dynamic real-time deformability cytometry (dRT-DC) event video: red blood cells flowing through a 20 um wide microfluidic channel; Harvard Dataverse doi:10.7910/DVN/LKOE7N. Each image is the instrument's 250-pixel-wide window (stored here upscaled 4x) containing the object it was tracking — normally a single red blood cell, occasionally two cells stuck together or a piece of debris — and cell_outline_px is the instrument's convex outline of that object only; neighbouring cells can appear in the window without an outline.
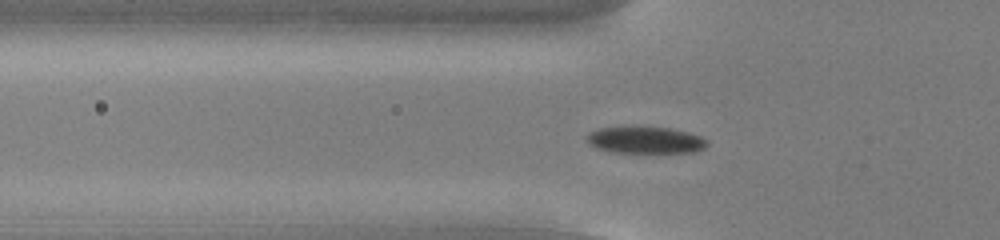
{"species": "common noctule bat (a hibernating species)", "species_latin": "Nyctalus noctula", "temperature_condition": "cold", "stored_images_in_passage": 54, "camera_frame_rate_fps": 3000, "um_per_image_px": 0.085, "animal": {"sex": "male", "body_mass_g": 13.0, "forearm_length_mm": 53.1}, "frame": {"image": 1, "passage_image": 18, "time_ms": 5.667, "image_size_px": [1000, 240], "cell_outline_px": [[708, 144], [704, 148], [696, 152], [612, 152], [596, 148], [588, 144], [588, 132], [600, 128], [668, 128], [688, 132], [700, 136], [708, 140]], "centroid_in_image_um": [54.88, 11.92], "position_along_channel_um": 70.9, "area_um2": 18.38}}
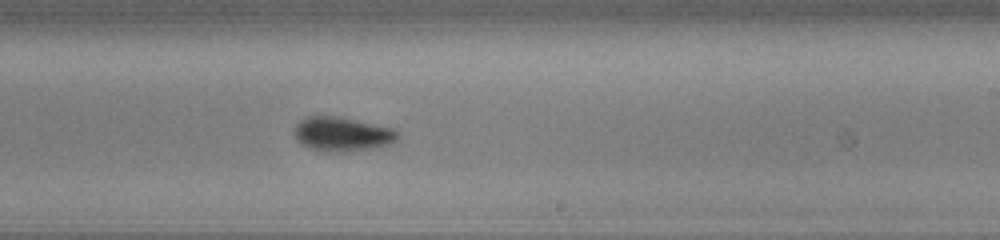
{"frame": {"image": 2, "passage_image": 33, "time_ms": 10.667, "image_size_px": [1000, 240], "cell_outline_px": [[400, 136], [396, 140], [388, 144], [372, 148], [344, 152], [328, 152], [308, 148], [300, 144], [296, 140], [292, 132], [296, 124], [300, 120], [308, 116], [336, 116], [392, 128], [400, 132]], "centroid_in_image_um": [29.03, 11.41], "position_along_channel_um": 260.0, "area_um2": 20.75}}
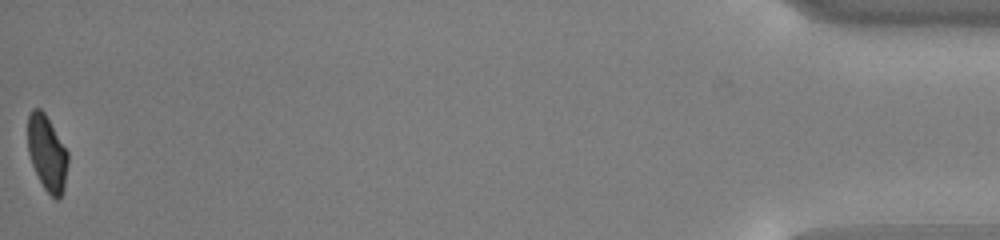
{"frame": {"image": 3, "passage_image": 54, "time_ms": 17.667, "image_size_px": [1000, 240], "cell_outline_px": [[68, 164], [64, 188], [60, 196], [56, 200], [44, 188], [32, 164], [28, 152], [28, 112], [32, 108], [40, 108], [44, 112], [68, 152]], "centroid_in_image_um": [3.99, 12.99], "position_along_channel_um": 431.2, "area_um2": 17.51}, "authors_computed_cell_mechanics": {"area_um2": 19.1896, "velocity_mm_per_s": 3.7966, "shape_relaxation_time_tau1_ms": 2.1485, "shape_relaxation_time_tau2_ms": null, "deformation_change_tau1": 0.0995, "deformation_change_tau2": null}}